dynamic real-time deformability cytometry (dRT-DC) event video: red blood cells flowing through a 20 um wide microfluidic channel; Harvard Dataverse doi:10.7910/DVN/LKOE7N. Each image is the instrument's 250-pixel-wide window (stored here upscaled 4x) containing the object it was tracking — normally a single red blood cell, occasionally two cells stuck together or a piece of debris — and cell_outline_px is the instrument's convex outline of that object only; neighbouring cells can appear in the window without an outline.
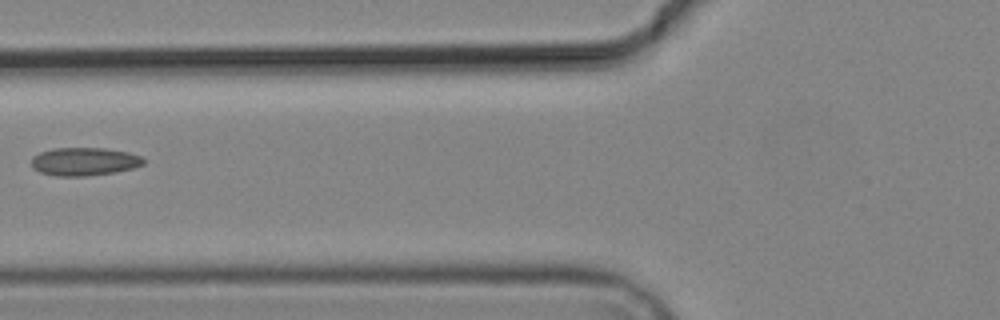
{"species": "common noctule bat (a hibernating species)", "species_latin": "Nyctalus noctula", "temperature_condition": "cold", "stored_images_in_passage": 6, "camera_frame_rate_fps": 3000, "um_per_image_px": 0.085, "animal": {"sex": "male", "body_mass_g": 19.2, "forearm_length_mm": 51.8}, "frame": {"image": 1, "passage_image": 6, "time_ms": 6.667, "image_size_px": [1000, 320], "cell_outline_px": [[144, 164], [132, 168], [116, 172], [88, 176], [56, 176], [40, 172], [32, 168], [32, 156], [40, 152], [52, 148], [104, 148], [128, 152], [140, 156], [144, 160]], "centroid_in_image_um": [7.14, 13.73], "position_along_channel_um": 118.7, "area_um2": 18.44}}